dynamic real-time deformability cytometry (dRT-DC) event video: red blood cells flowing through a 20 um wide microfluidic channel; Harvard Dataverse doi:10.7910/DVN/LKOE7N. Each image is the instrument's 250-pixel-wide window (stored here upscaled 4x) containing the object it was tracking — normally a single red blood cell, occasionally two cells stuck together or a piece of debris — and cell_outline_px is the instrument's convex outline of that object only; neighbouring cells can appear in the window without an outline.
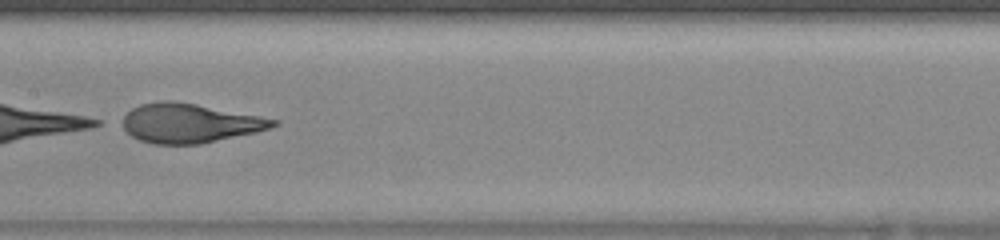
{"species": "human", "species_latin": "Homo sapiens", "temperature_condition": "warm", "stored_images_in_passage": 42, "segment_of_instrument_passage": [2, 2], "camera_frame_rate_fps": 3000, "um_per_image_px": 0.085, "donor": {"sex": "female"}, "frame": {"image": 1, "passage_image": 22, "time_ms": 7.0, "image_size_px": [1000, 240], "cell_outline_px": [[280, 124], [256, 132], [200, 144], [152, 144], [140, 140], [132, 136], [124, 128], [124, 116], [132, 108], [140, 104], [164, 100], [172, 100], [196, 104], [260, 116], [280, 120]], "centroid_in_image_um": [16.14, 10.46], "position_along_channel_um": 191.3, "area_um2": 34.22}}
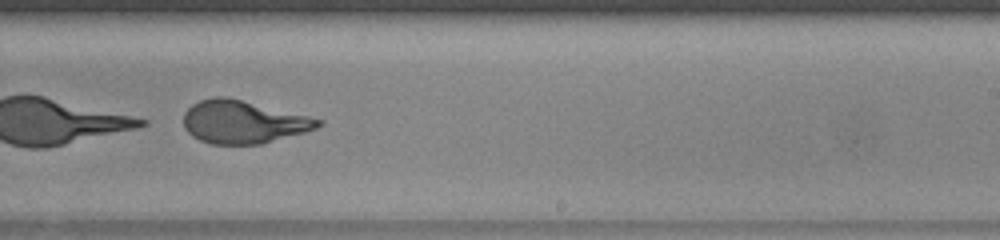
{"frame": {"image": 2, "passage_image": 27, "time_ms": 8.667, "image_size_px": [1000, 240], "cell_outline_px": [[324, 124], [316, 128], [304, 132], [260, 144], [212, 144], [200, 140], [192, 136], [184, 128], [184, 112], [192, 104], [200, 100], [216, 96], [224, 96], [308, 116], [324, 120]], "centroid_in_image_um": [20.65, 10.37], "position_along_channel_um": 268.3, "area_um2": 33.29}}